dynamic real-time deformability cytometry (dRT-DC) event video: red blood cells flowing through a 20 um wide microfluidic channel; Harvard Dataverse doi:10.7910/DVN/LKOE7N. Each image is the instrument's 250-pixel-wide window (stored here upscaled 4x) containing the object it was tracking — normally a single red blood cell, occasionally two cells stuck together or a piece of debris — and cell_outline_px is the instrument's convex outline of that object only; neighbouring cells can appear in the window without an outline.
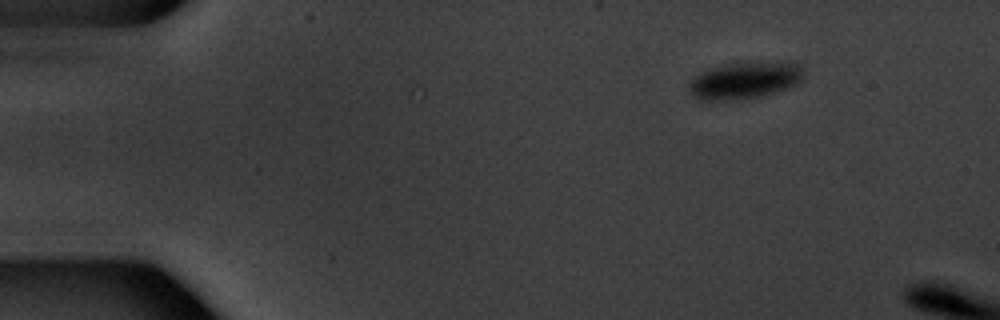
{"species": "common noctule bat (a hibernating species)", "species_latin": "Nyctalus noctula", "temperature_condition": "warm", "stored_images_in_passage": 3, "camera_frame_rate_fps": 3000, "um_per_image_px": 0.085, "animal": {"sex": "male", "body_mass_g": 20.1, "forearm_length_mm": 53.5}, "frame": {"image": 1, "passage_image": 1, "time_ms": 0.0, "image_size_px": [1000, 320], "cell_outline_px": [[800, 80], [784, 88], [760, 96], [740, 100], [700, 100], [692, 96], [688, 92], [688, 84], [700, 72], [708, 68], [724, 64], [744, 60], [796, 60], [800, 68]], "centroid_in_image_um": [63.24, 6.77], "position_along_channel_um": 21.8, "area_um2": 25.32}}